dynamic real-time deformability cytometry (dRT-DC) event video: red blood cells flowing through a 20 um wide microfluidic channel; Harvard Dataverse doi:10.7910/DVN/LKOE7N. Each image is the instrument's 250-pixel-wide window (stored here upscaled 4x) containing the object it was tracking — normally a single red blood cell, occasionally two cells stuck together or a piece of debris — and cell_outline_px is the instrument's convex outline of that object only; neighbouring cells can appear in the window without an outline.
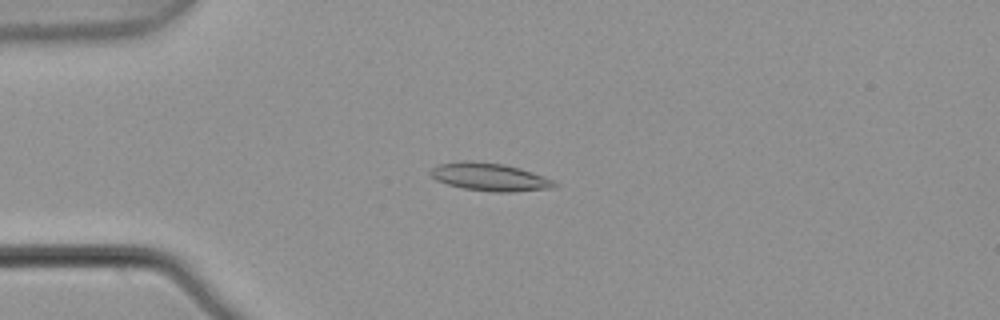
{"species": "common noctule bat (a hibernating species)", "species_latin": "Nyctalus noctula", "temperature_condition": "warm", "stored_images_in_passage": 7, "camera_frame_rate_fps": 3000, "um_per_image_px": 0.085, "animal": {"sex": "male", "body_mass_g": 21.5, "forearm_length_mm": 52.0}, "frame": {"image": 1, "passage_image": 4, "time_ms": 1.0, "image_size_px": [1000, 320], "cell_outline_px": [[560, 184], [556, 188], [512, 192], [492, 192], [464, 188], [448, 184], [436, 180], [428, 172], [432, 168], [440, 164], [468, 160], [504, 164], [520, 168], [544, 176]], "centroid_in_image_um": [41.67, 15.05], "position_along_channel_um": 43.3, "area_um2": 20.17}}
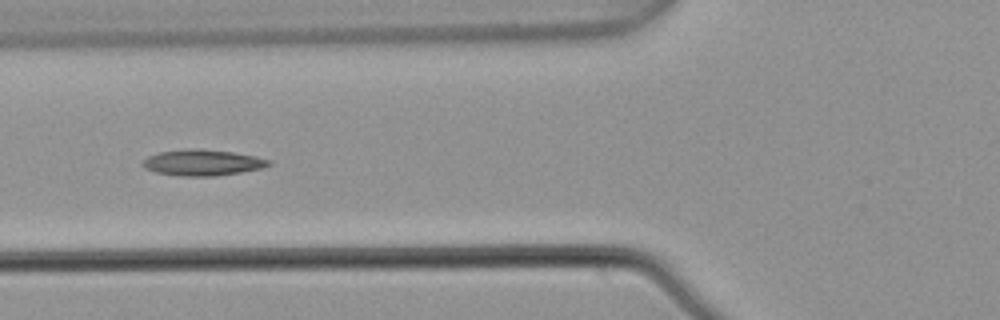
{"frame": {"image": 2, "passage_image": 6, "time_ms": 1.667, "image_size_px": [1000, 320], "cell_outline_px": [[272, 164], [264, 168], [216, 176], [180, 176], [156, 172], [144, 168], [140, 164], [148, 156], [160, 152], [184, 148], [200, 148], [232, 152], [256, 156], [272, 160]], "centroid_in_image_um": [17.23, 13.81], "position_along_channel_um": 108.6, "area_um2": 19.36}}
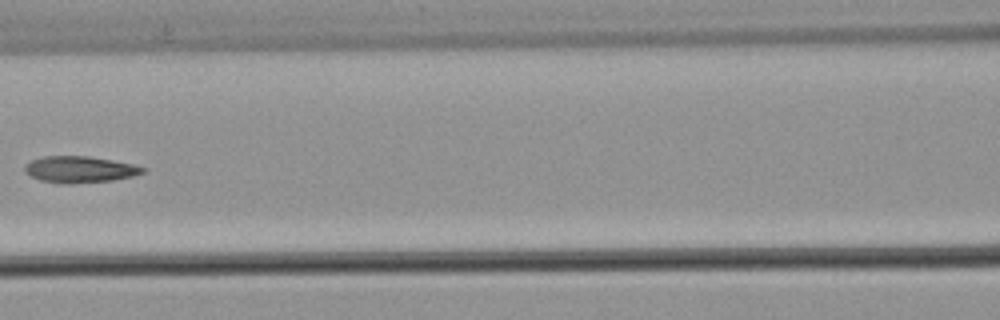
{"frame": {"image": 3, "passage_image": 7, "time_ms": 2.0, "image_size_px": [1000, 320], "cell_outline_px": [[144, 172], [132, 176], [112, 180], [72, 184], [60, 184], [40, 180], [24, 172], [24, 164], [32, 160], [44, 156], [88, 156], [112, 160], [132, 164], [144, 168]], "centroid_in_image_um": [6.72, 14.41], "position_along_channel_um": 159.9, "area_um2": 18.15}}